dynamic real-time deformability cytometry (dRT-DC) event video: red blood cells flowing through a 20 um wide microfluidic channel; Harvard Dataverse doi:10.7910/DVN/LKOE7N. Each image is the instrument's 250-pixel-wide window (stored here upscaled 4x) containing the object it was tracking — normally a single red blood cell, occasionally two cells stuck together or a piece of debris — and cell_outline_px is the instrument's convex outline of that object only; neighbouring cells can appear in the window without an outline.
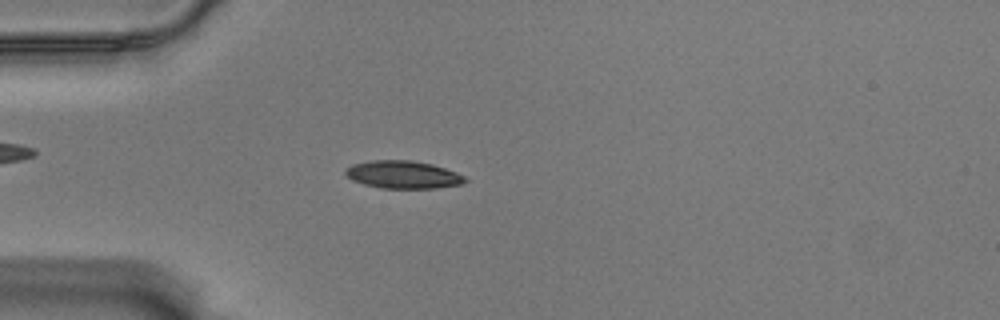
{"species": "Egyptian fruit bat (a non-hibernating species)", "species_latin": "Rousettus aegyptiacus", "temperature_condition": "warm", "stored_images_in_passage": 52, "camera_frame_rate_fps": 3000, "um_per_image_px": 0.085, "animal": {"sex": "male"}, "frame": {"image": 1, "passage_image": 11, "time_ms": 3.333, "image_size_px": [1000, 320], "cell_outline_px": [[468, 180], [460, 184], [436, 188], [380, 188], [364, 184], [352, 180], [344, 172], [352, 164], [372, 160], [412, 160], [432, 164], [456, 172], [464, 176]], "centroid_in_image_um": [34.26, 14.84], "position_along_channel_um": 50.7, "area_um2": 19.19}}
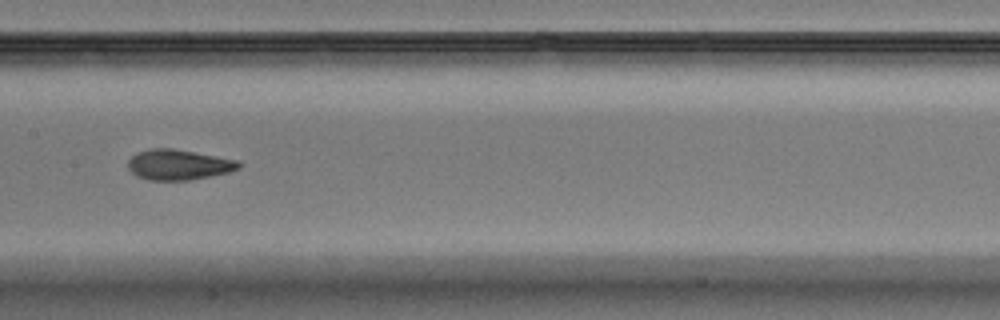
{"frame": {"image": 2, "passage_image": 24, "time_ms": 7.667, "image_size_px": [1000, 320], "cell_outline_px": [[240, 168], [228, 172], [188, 180], [148, 180], [136, 176], [128, 168], [128, 160], [136, 152], [152, 148], [172, 148], [240, 160]], "centroid_in_image_um": [15.16, 13.99], "position_along_channel_um": 192.2, "area_um2": 19.59}}
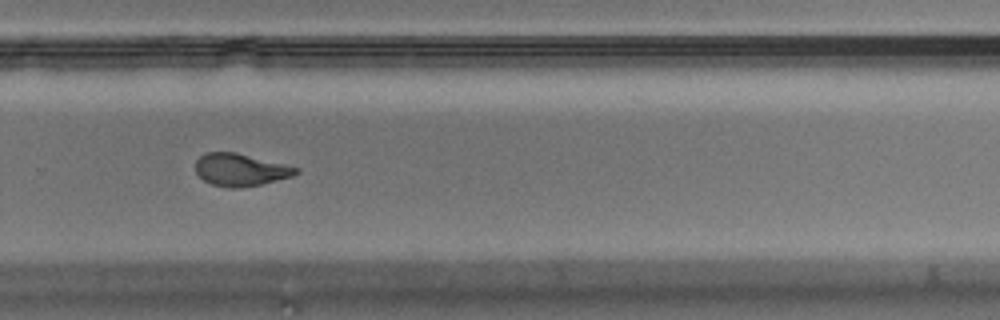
{"frame": {"image": 3, "passage_image": 34, "time_ms": 11.0, "image_size_px": [1000, 320], "cell_outline_px": [[300, 172], [292, 176], [260, 184], [236, 188], [228, 188], [212, 184], [204, 180], [196, 172], [196, 160], [204, 152], [236, 152], [300, 168]], "centroid_in_image_um": [20.43, 14.42], "position_along_channel_um": 309.4, "area_um2": 18.84}, "authors_computed_cell_mechanics": {"area_um2": 19.5364, "velocity_mm_per_s": 3.53, "shape_relaxation_time_tau1_ms": 4.2969, "shape_relaxation_time_tau2_ms": 2.0452, "deformation_change_tau1": 0.1512, "deformation_change_tau2": 0.0868}}